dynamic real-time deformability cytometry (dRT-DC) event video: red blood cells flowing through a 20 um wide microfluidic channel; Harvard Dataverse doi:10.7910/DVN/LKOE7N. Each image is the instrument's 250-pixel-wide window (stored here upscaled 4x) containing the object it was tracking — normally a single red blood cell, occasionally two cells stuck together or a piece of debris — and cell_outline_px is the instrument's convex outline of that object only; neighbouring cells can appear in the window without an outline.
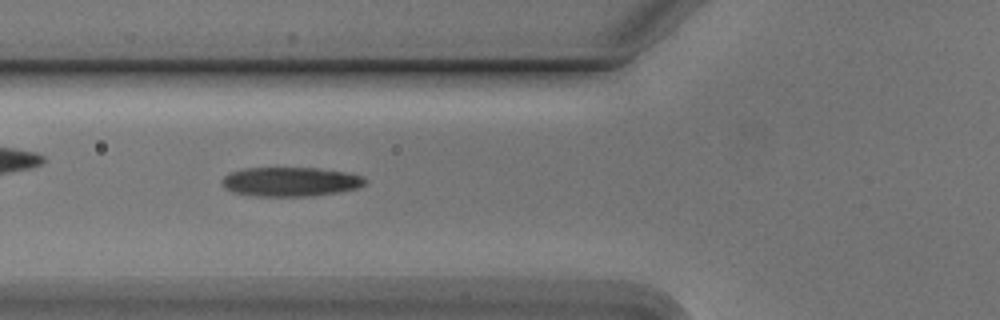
{"species": "Egyptian fruit bat (a non-hibernating species)", "species_latin": "Rousettus aegyptiacus", "temperature_condition": "cold", "stored_images_in_passage": 55, "segment_of_instrument_passage": [1, 2], "camera_frame_rate_fps": 3000, "um_per_image_px": 0.085, "animal": {"sex": "male"}, "frame": {"image": 1, "passage_image": 20, "time_ms": 6.333, "image_size_px": [1000, 320], "cell_outline_px": [[368, 180], [360, 188], [340, 192], [312, 196], [256, 196], [232, 192], [224, 188], [220, 184], [220, 180], [224, 176], [232, 172], [244, 168], [316, 168], [344, 172], [360, 176]], "centroid_in_image_um": [24.66, 15.46], "position_along_channel_um": 101.1, "area_um2": 24.51}}
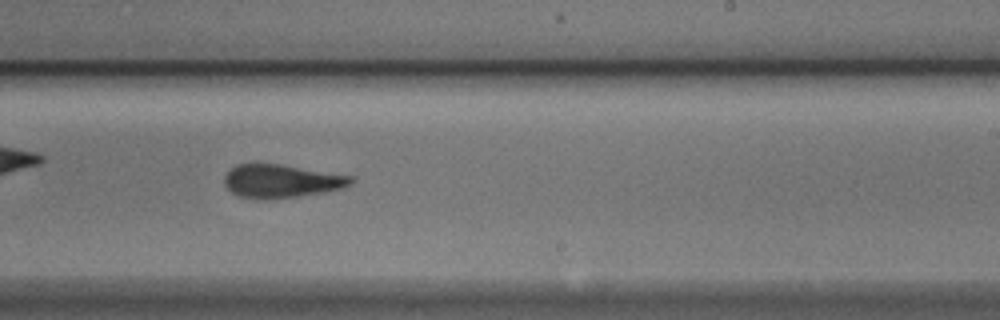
{"frame": {"image": 2, "passage_image": 33, "time_ms": 10.667, "image_size_px": [1000, 320], "cell_outline_px": [[356, 180], [352, 184], [344, 188], [324, 192], [268, 200], [260, 200], [240, 196], [232, 192], [224, 184], [224, 176], [236, 164], [280, 164], [352, 176]], "centroid_in_image_um": [23.93, 15.4], "position_along_channel_um": 265.1, "area_um2": 24.57}}
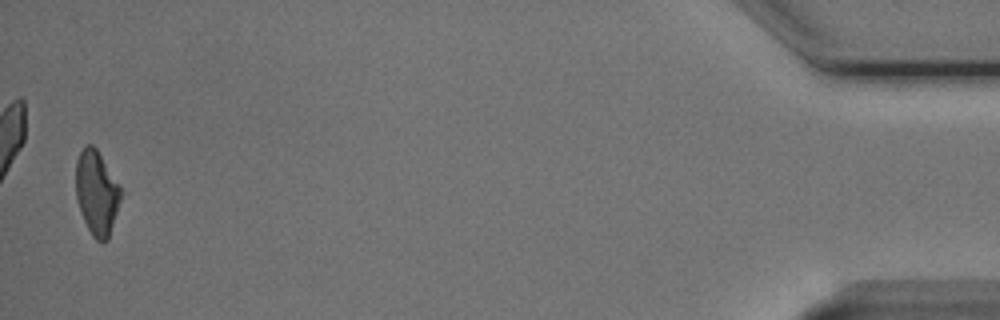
{"frame": {"image": 3, "passage_image": 53, "time_ms": 17.333, "image_size_px": [1000, 320], "cell_outline_px": [[128, 192], [108, 240], [96, 240], [92, 236], [80, 212], [76, 196], [76, 160], [84, 144], [92, 144], [96, 148]], "centroid_in_image_um": [8.33, 16.38], "position_along_channel_um": 426.9, "area_um2": 23.58}}